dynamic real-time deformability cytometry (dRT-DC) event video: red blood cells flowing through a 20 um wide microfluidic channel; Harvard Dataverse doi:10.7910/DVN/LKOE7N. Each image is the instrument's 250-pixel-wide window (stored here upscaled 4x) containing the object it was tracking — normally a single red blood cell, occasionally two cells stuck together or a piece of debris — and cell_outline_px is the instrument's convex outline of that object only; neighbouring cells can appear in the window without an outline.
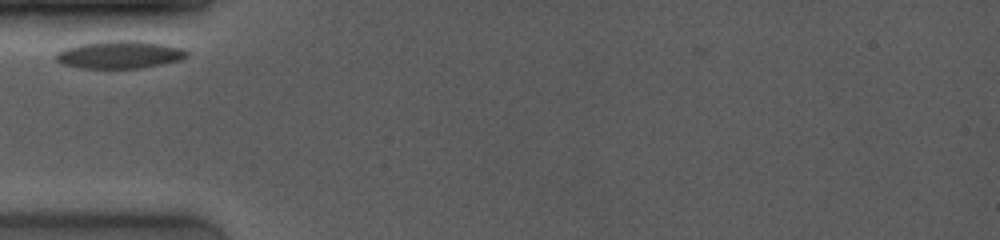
{"species": "common noctule bat (a hibernating species)", "species_latin": "Nyctalus noctula", "temperature_condition": "room temperature", "stored_images_in_passage": 13, "camera_frame_rate_fps": 4000, "um_per_image_px": 0.085, "animal": {"sex": "female", "body_mass_g": 19.0, "forearm_length_mm": 53.3}, "frame": {"image": 1, "passage_image": 1, "time_ms": 0.0, "image_size_px": [1000, 240], "cell_outline_px": [[188, 56], [180, 60], [140, 68], [84, 68], [64, 64], [56, 60], [56, 52], [64, 48], [80, 44], [108, 40], [140, 40], [164, 44], [184, 48], [188, 52]], "centroid_in_image_um": [10.2, 4.62], "position_along_channel_um": 74.8, "area_um2": 21.15}}
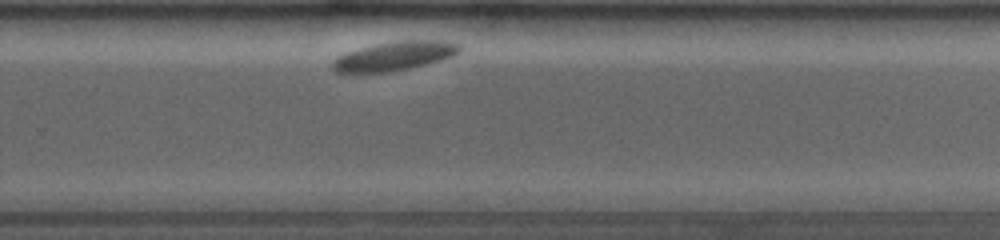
{"frame": {"image": 2, "passage_image": 10, "time_ms": 2.25, "image_size_px": [1000, 240], "cell_outline_px": [[460, 52], [444, 60], [428, 64], [388, 72], [336, 72], [332, 68], [332, 60], [336, 56], [372, 44], [400, 40], [436, 40], [460, 44]], "centroid_in_image_um": [33.53, 4.75], "position_along_channel_um": 296.3, "area_um2": 21.5}}
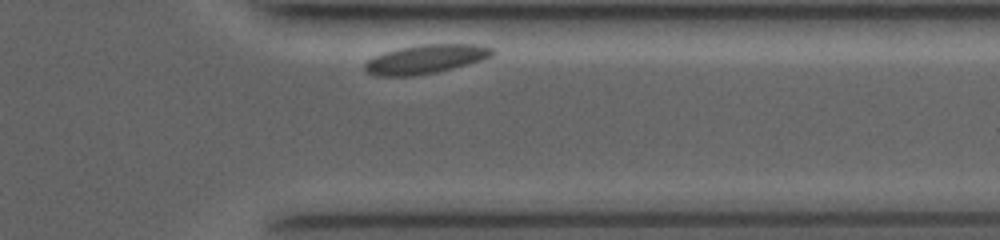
{"frame": {"image": 3, "passage_image": 13, "time_ms": 3.0, "image_size_px": [1000, 240], "cell_outline_px": [[496, 52], [492, 56], [484, 60], [436, 72], [412, 76], [376, 76], [368, 72], [364, 68], [364, 64], [368, 60], [384, 52], [400, 48], [420, 44], [480, 44], [492, 48]], "centroid_in_image_um": [36.23, 5.02], "position_along_channel_um": 375.2, "area_um2": 21.5}}